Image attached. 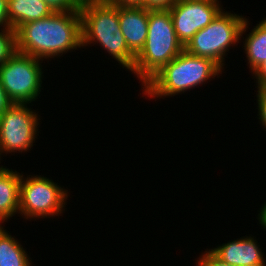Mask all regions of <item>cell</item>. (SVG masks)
Segmentation results:
<instances>
[{"label": "cell", "instance_id": "cell-1", "mask_svg": "<svg viewBox=\"0 0 266 266\" xmlns=\"http://www.w3.org/2000/svg\"><path fill=\"white\" fill-rule=\"evenodd\" d=\"M17 52L41 60L60 58L82 48L79 10L53 12L49 16L20 25L15 30Z\"/></svg>", "mask_w": 266, "mask_h": 266}, {"label": "cell", "instance_id": "cell-2", "mask_svg": "<svg viewBox=\"0 0 266 266\" xmlns=\"http://www.w3.org/2000/svg\"><path fill=\"white\" fill-rule=\"evenodd\" d=\"M79 12L82 48L98 44L122 68L131 72L136 56L129 50L121 32L119 7L104 0H82Z\"/></svg>", "mask_w": 266, "mask_h": 266}, {"label": "cell", "instance_id": "cell-3", "mask_svg": "<svg viewBox=\"0 0 266 266\" xmlns=\"http://www.w3.org/2000/svg\"><path fill=\"white\" fill-rule=\"evenodd\" d=\"M224 70L212 59L195 56L185 49L164 65L141 89L152 100L184 94L219 78ZM164 97V98H163Z\"/></svg>", "mask_w": 266, "mask_h": 266}, {"label": "cell", "instance_id": "cell-4", "mask_svg": "<svg viewBox=\"0 0 266 266\" xmlns=\"http://www.w3.org/2000/svg\"><path fill=\"white\" fill-rule=\"evenodd\" d=\"M183 50L169 9H149L146 43L136 56L131 73L142 87Z\"/></svg>", "mask_w": 266, "mask_h": 266}, {"label": "cell", "instance_id": "cell-5", "mask_svg": "<svg viewBox=\"0 0 266 266\" xmlns=\"http://www.w3.org/2000/svg\"><path fill=\"white\" fill-rule=\"evenodd\" d=\"M246 17L223 9L205 28L199 30L184 49L195 56L212 59L225 70V57L229 49L238 46Z\"/></svg>", "mask_w": 266, "mask_h": 266}, {"label": "cell", "instance_id": "cell-6", "mask_svg": "<svg viewBox=\"0 0 266 266\" xmlns=\"http://www.w3.org/2000/svg\"><path fill=\"white\" fill-rule=\"evenodd\" d=\"M20 182L19 217L38 220L65 213L69 191L42 175H23ZM28 175V176H27Z\"/></svg>", "mask_w": 266, "mask_h": 266}, {"label": "cell", "instance_id": "cell-7", "mask_svg": "<svg viewBox=\"0 0 266 266\" xmlns=\"http://www.w3.org/2000/svg\"><path fill=\"white\" fill-rule=\"evenodd\" d=\"M43 60L15 52L0 65V80L8 98L13 103L35 102L42 88L44 71Z\"/></svg>", "mask_w": 266, "mask_h": 266}, {"label": "cell", "instance_id": "cell-8", "mask_svg": "<svg viewBox=\"0 0 266 266\" xmlns=\"http://www.w3.org/2000/svg\"><path fill=\"white\" fill-rule=\"evenodd\" d=\"M28 105L13 103L0 114V162L4 154L15 155L18 151L22 154L32 150L33 143L39 136L41 116Z\"/></svg>", "mask_w": 266, "mask_h": 266}, {"label": "cell", "instance_id": "cell-9", "mask_svg": "<svg viewBox=\"0 0 266 266\" xmlns=\"http://www.w3.org/2000/svg\"><path fill=\"white\" fill-rule=\"evenodd\" d=\"M221 4L220 0H177L169 8L175 33L184 47L218 16L224 9Z\"/></svg>", "mask_w": 266, "mask_h": 266}, {"label": "cell", "instance_id": "cell-10", "mask_svg": "<svg viewBox=\"0 0 266 266\" xmlns=\"http://www.w3.org/2000/svg\"><path fill=\"white\" fill-rule=\"evenodd\" d=\"M209 250L222 262L232 266H266V254L252 234L218 244Z\"/></svg>", "mask_w": 266, "mask_h": 266}, {"label": "cell", "instance_id": "cell-11", "mask_svg": "<svg viewBox=\"0 0 266 266\" xmlns=\"http://www.w3.org/2000/svg\"><path fill=\"white\" fill-rule=\"evenodd\" d=\"M149 9L143 6L119 7L121 32L129 50L137 56L148 34Z\"/></svg>", "mask_w": 266, "mask_h": 266}, {"label": "cell", "instance_id": "cell-12", "mask_svg": "<svg viewBox=\"0 0 266 266\" xmlns=\"http://www.w3.org/2000/svg\"><path fill=\"white\" fill-rule=\"evenodd\" d=\"M21 177L22 172L0 166V225L19 214Z\"/></svg>", "mask_w": 266, "mask_h": 266}, {"label": "cell", "instance_id": "cell-13", "mask_svg": "<svg viewBox=\"0 0 266 266\" xmlns=\"http://www.w3.org/2000/svg\"><path fill=\"white\" fill-rule=\"evenodd\" d=\"M250 20L245 19L244 24L241 29L240 38H242L244 53L247 58V66L252 73L261 63L266 60V17L262 18L251 30L248 32ZM244 34V35H243ZM244 36L245 39H244Z\"/></svg>", "mask_w": 266, "mask_h": 266}, {"label": "cell", "instance_id": "cell-14", "mask_svg": "<svg viewBox=\"0 0 266 266\" xmlns=\"http://www.w3.org/2000/svg\"><path fill=\"white\" fill-rule=\"evenodd\" d=\"M53 10L43 0H8V18L14 31L22 24L43 19Z\"/></svg>", "mask_w": 266, "mask_h": 266}, {"label": "cell", "instance_id": "cell-15", "mask_svg": "<svg viewBox=\"0 0 266 266\" xmlns=\"http://www.w3.org/2000/svg\"><path fill=\"white\" fill-rule=\"evenodd\" d=\"M15 236L5 229V224L0 225V266H33L29 257Z\"/></svg>", "mask_w": 266, "mask_h": 266}, {"label": "cell", "instance_id": "cell-16", "mask_svg": "<svg viewBox=\"0 0 266 266\" xmlns=\"http://www.w3.org/2000/svg\"><path fill=\"white\" fill-rule=\"evenodd\" d=\"M16 51L15 31L0 29V65L4 64Z\"/></svg>", "mask_w": 266, "mask_h": 266}, {"label": "cell", "instance_id": "cell-17", "mask_svg": "<svg viewBox=\"0 0 266 266\" xmlns=\"http://www.w3.org/2000/svg\"><path fill=\"white\" fill-rule=\"evenodd\" d=\"M53 12L79 10L82 0H43Z\"/></svg>", "mask_w": 266, "mask_h": 266}, {"label": "cell", "instance_id": "cell-18", "mask_svg": "<svg viewBox=\"0 0 266 266\" xmlns=\"http://www.w3.org/2000/svg\"><path fill=\"white\" fill-rule=\"evenodd\" d=\"M196 259V266H232L228 263L222 262L208 248Z\"/></svg>", "mask_w": 266, "mask_h": 266}, {"label": "cell", "instance_id": "cell-19", "mask_svg": "<svg viewBox=\"0 0 266 266\" xmlns=\"http://www.w3.org/2000/svg\"><path fill=\"white\" fill-rule=\"evenodd\" d=\"M256 102H257V110H258V114L257 119H259V124H261L260 126H263L265 131H266V90H258L257 89V93H256Z\"/></svg>", "mask_w": 266, "mask_h": 266}, {"label": "cell", "instance_id": "cell-20", "mask_svg": "<svg viewBox=\"0 0 266 266\" xmlns=\"http://www.w3.org/2000/svg\"><path fill=\"white\" fill-rule=\"evenodd\" d=\"M252 78L256 81L255 87L258 90H266V60L261 63L252 73Z\"/></svg>", "mask_w": 266, "mask_h": 266}, {"label": "cell", "instance_id": "cell-21", "mask_svg": "<svg viewBox=\"0 0 266 266\" xmlns=\"http://www.w3.org/2000/svg\"><path fill=\"white\" fill-rule=\"evenodd\" d=\"M177 0H142V6L147 9H169Z\"/></svg>", "mask_w": 266, "mask_h": 266}, {"label": "cell", "instance_id": "cell-22", "mask_svg": "<svg viewBox=\"0 0 266 266\" xmlns=\"http://www.w3.org/2000/svg\"><path fill=\"white\" fill-rule=\"evenodd\" d=\"M0 29H11L8 18V0H0Z\"/></svg>", "mask_w": 266, "mask_h": 266}, {"label": "cell", "instance_id": "cell-23", "mask_svg": "<svg viewBox=\"0 0 266 266\" xmlns=\"http://www.w3.org/2000/svg\"><path fill=\"white\" fill-rule=\"evenodd\" d=\"M117 7L142 6V0H104Z\"/></svg>", "mask_w": 266, "mask_h": 266}, {"label": "cell", "instance_id": "cell-24", "mask_svg": "<svg viewBox=\"0 0 266 266\" xmlns=\"http://www.w3.org/2000/svg\"><path fill=\"white\" fill-rule=\"evenodd\" d=\"M13 102L8 98L0 80V114L6 111Z\"/></svg>", "mask_w": 266, "mask_h": 266}, {"label": "cell", "instance_id": "cell-25", "mask_svg": "<svg viewBox=\"0 0 266 266\" xmlns=\"http://www.w3.org/2000/svg\"><path fill=\"white\" fill-rule=\"evenodd\" d=\"M258 211L257 220H259V224L261 225V228L265 231L266 229V201L264 204H262L261 208Z\"/></svg>", "mask_w": 266, "mask_h": 266}]
</instances>
